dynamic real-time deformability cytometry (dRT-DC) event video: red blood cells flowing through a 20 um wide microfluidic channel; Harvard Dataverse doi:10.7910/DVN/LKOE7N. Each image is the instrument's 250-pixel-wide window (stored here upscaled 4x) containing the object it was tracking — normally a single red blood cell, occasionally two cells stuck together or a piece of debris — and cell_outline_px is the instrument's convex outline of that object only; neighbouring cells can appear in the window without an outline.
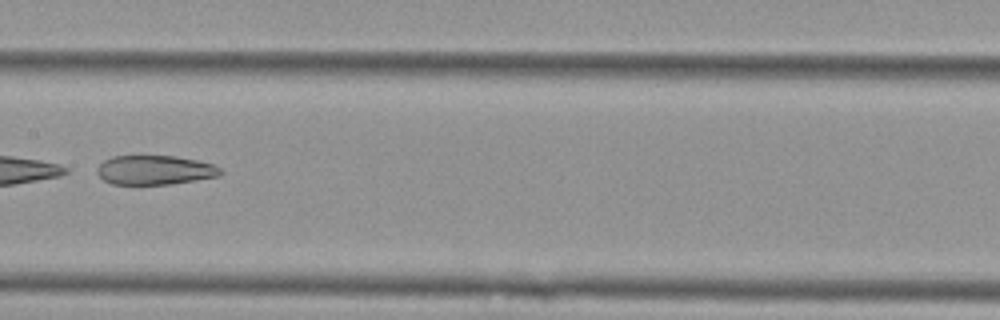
{"species": "Egyptian fruit bat (a non-hibernating species)", "species_latin": "Rousettus aegyptiacus", "temperature_condition": "cold", "stored_images_in_passage": 8, "camera_frame_rate_fps": 3000, "um_per_image_px": 0.085, "animal": {"sex": "female"}, "frame": {"image": 1, "passage_image": 8, "time_ms": 2.333, "image_size_px": [1000, 320], "cell_outline_px": [[224, 172], [220, 176], [172, 184], [112, 184], [104, 180], [96, 172], [96, 168], [104, 160], [112, 156], [176, 156], [196, 160], [212, 164], [220, 168]], "centroid_in_image_um": [13.17, 14.45], "position_along_channel_um": 194.2, "area_um2": 21.1}}